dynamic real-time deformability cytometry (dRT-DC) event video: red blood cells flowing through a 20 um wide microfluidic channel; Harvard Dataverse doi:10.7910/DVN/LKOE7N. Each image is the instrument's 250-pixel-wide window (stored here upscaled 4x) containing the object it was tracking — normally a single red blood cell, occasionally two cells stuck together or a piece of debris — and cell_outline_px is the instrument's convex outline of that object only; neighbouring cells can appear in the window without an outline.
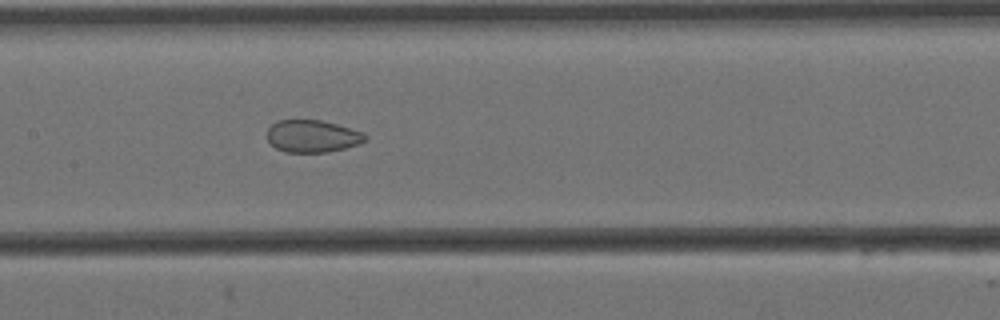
{"species": "Egyptian fruit bat (a non-hibernating species)", "species_latin": "Rousettus aegyptiacus", "temperature_condition": "cold", "stored_images_in_passage": 8, "camera_frame_rate_fps": 3000, "um_per_image_px": 0.085, "animal": {"sex": "female"}, "frame": {"image": 1, "passage_image": 8, "time_ms": 2.333, "image_size_px": [1000, 320], "cell_outline_px": [[368, 140], [360, 144], [328, 152], [284, 152], [276, 148], [268, 140], [268, 128], [276, 120], [320, 120], [336, 124], [364, 132], [368, 136]], "centroid_in_image_um": [26.59, 11.57], "position_along_channel_um": 180.8, "area_um2": 18.55}}